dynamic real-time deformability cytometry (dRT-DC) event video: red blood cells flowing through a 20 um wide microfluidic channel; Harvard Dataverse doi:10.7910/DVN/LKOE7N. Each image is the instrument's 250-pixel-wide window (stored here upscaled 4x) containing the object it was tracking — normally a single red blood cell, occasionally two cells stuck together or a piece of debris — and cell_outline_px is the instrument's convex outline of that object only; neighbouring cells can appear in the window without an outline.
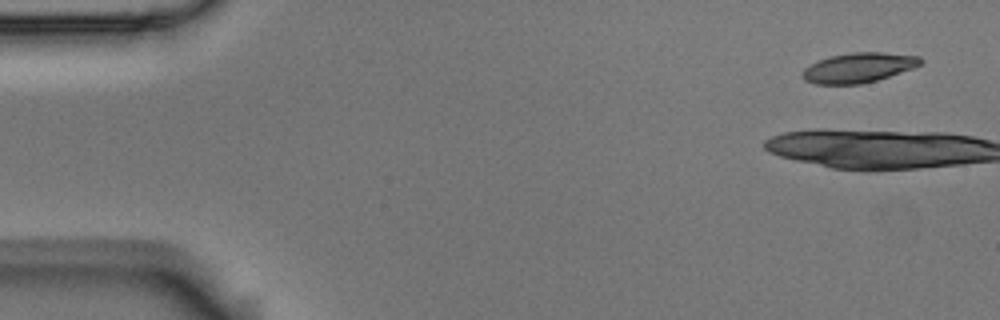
{"species": "Egyptian fruit bat (a non-hibernating species)", "species_latin": "Rousettus aegyptiacus", "temperature_condition": "room temperature", "stored_images_in_passage": 5, "camera_frame_rate_fps": 3000, "um_per_image_px": 0.085, "animal": {"sex": "male"}, "frame": {"image": 1, "passage_image": 1, "time_ms": 0.0, "image_size_px": [1000, 320], "cell_outline_px": [[924, 60], [920, 64], [912, 68], [876, 80], [860, 84], [816, 84], [804, 80], [804, 68], [828, 56], [852, 52], [884, 52], [920, 56]], "centroid_in_image_um": [72.99, 5.74], "position_along_channel_um": 12.0, "area_um2": 20.29}}
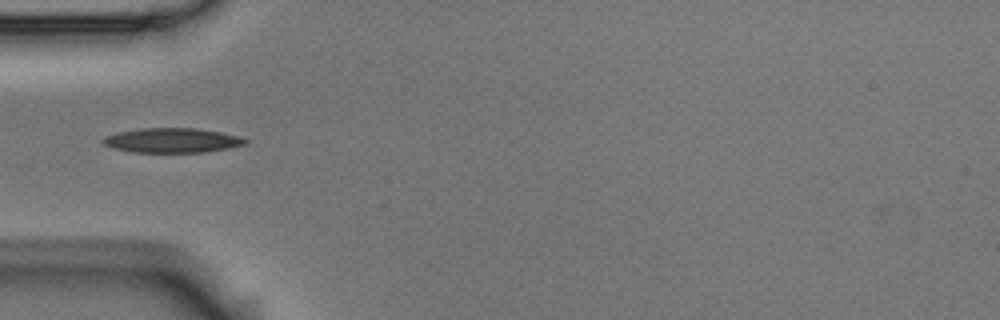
{"frame": {"image": 2, "passage_image": 5, "time_ms": 1.333, "image_size_px": [1000, 320], "cell_outline_px": [[248, 144], [228, 148], [204, 152], [132, 152], [112, 148], [104, 144], [100, 140], [104, 136], [120, 132], [140, 128], [196, 128], [220, 132], [240, 136], [248, 140]], "centroid_in_image_um": [14.63, 11.93], "position_along_channel_um": 70.4, "area_um2": 20.46}}